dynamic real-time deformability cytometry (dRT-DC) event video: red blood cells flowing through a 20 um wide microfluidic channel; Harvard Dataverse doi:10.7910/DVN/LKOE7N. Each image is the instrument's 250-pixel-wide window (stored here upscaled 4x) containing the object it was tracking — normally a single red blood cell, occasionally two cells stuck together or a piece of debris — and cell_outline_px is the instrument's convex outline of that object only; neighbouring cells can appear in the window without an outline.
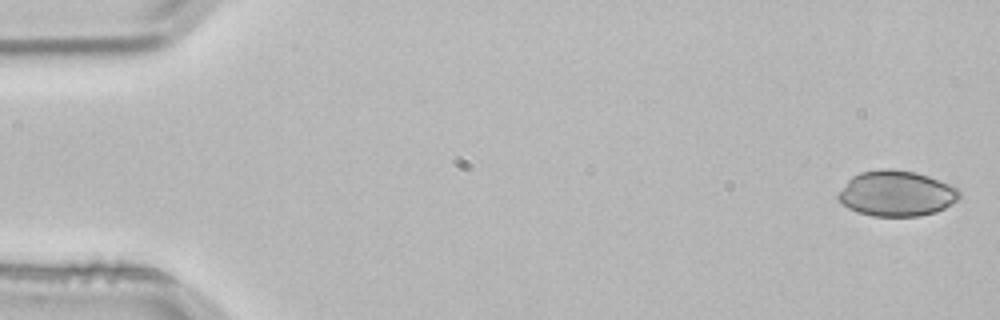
{"species": "common noctule bat (a hibernating species)", "species_latin": "Nyctalus noctula", "temperature_condition": "room temperature", "stored_images_in_passage": 3, "camera_frame_rate_fps": 3000, "um_per_image_px": 0.085, "animal": {"sex": "male", "body_mass_g": 21.5, "forearm_length_mm": 52.0}, "frame": {"image": 1, "passage_image": 1, "time_ms": 0.0, "image_size_px": [1000, 320], "cell_outline_px": [[960, 196], [956, 200], [944, 208], [936, 212], [920, 216], [872, 216], [856, 212], [848, 208], [836, 196], [848, 180], [852, 176], [860, 172], [880, 168], [892, 168], [916, 172], [928, 176], [948, 184], [956, 188], [960, 192]], "centroid_in_image_um": [76.17, 16.44], "position_along_channel_um": 8.8, "area_um2": 32.14}}